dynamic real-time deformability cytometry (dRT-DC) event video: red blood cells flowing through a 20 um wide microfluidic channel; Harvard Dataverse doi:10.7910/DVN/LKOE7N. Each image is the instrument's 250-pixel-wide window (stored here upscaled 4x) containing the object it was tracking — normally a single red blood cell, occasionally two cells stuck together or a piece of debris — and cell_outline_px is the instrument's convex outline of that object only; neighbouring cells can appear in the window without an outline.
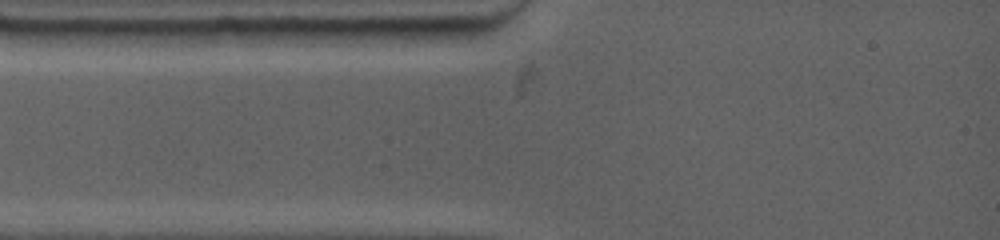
{"species": "common noctule bat (a hibernating species)", "species_latin": "Nyctalus noctula", "temperature_condition": "warm", "stored_images_in_passage": 2, "camera_frame_rate_fps": 4500, "um_per_image_px": 0.085, "animal": {"sex": "female", "body_mass_g": 19.0, "forearm_length_mm": 53.3}, "frame": {"image": 1, "passage_image": 1, "time_ms": 0.0, "image_size_px": [1000, 240], "cell_outline_px": [[476, 36], [444, 44], [404, 48], [364, 44], [344, 28], [472, 28], [476, 32]], "centroid_in_image_um": [34.89, 3.08], "position_along_channel_um": 50.1, "area_um2": 14.28}}